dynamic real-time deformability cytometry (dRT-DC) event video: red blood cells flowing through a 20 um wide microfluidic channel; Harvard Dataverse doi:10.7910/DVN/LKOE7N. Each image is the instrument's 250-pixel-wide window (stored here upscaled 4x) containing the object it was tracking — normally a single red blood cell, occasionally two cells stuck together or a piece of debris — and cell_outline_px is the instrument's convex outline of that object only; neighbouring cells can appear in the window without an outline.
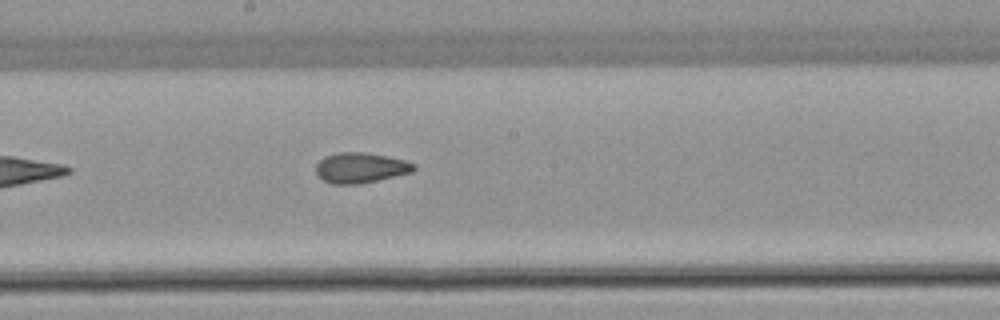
{"species": "common noctule bat (a hibernating species)", "species_latin": "Nyctalus noctula", "temperature_condition": "warm", "stored_images_in_passage": 8, "camera_frame_rate_fps": 3000, "um_per_image_px": 0.085, "animal": {"sex": "female", "body_mass_g": 22.7, "forearm_length_mm": 54.2}, "frame": {"image": 1, "passage_image": 8, "time_ms": 9.333, "image_size_px": [1000, 320], "cell_outline_px": [[416, 168], [412, 172], [360, 184], [332, 184], [324, 180], [316, 172], [316, 164], [324, 156], [340, 152], [364, 152], [388, 156], [404, 160], [416, 164]], "centroid_in_image_um": [30.65, 14.25], "position_along_channel_um": 217.5, "area_um2": 17.28}}